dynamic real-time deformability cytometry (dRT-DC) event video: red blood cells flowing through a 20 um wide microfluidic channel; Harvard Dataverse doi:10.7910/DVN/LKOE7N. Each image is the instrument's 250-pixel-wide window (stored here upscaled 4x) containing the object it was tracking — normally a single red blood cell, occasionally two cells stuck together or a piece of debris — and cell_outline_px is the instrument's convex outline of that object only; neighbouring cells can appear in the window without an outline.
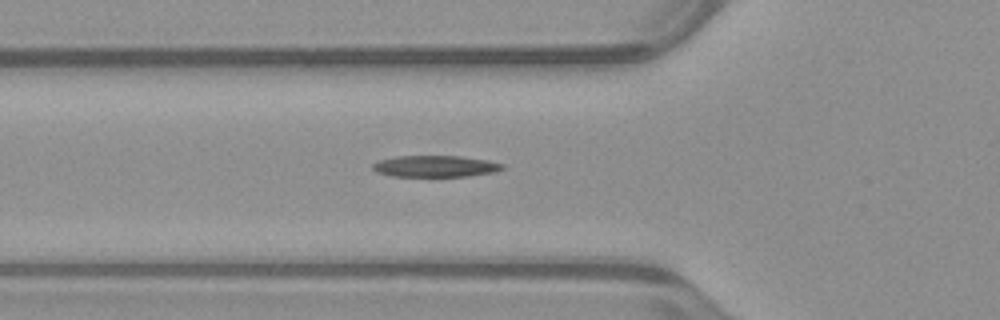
{"species": "common noctule bat (a hibernating species)", "species_latin": "Nyctalus noctula", "temperature_condition": "warm", "stored_images_in_passage": 37, "camera_frame_rate_fps": 3000, "um_per_image_px": 0.085, "animal": {"sex": "male", "body_mass_g": 23.1, "forearm_length_mm": 52.7}, "frame": {"image": 1, "passage_image": 4, "time_ms": 1.0, "image_size_px": [1000, 320], "cell_outline_px": [[504, 168], [496, 172], [468, 176], [392, 176], [376, 172], [372, 168], [372, 164], [380, 160], [396, 156], [460, 156], [488, 160], [504, 164]], "centroid_in_image_um": [37.02, 14.13], "position_along_channel_um": 88.8, "area_um2": 16.24}}
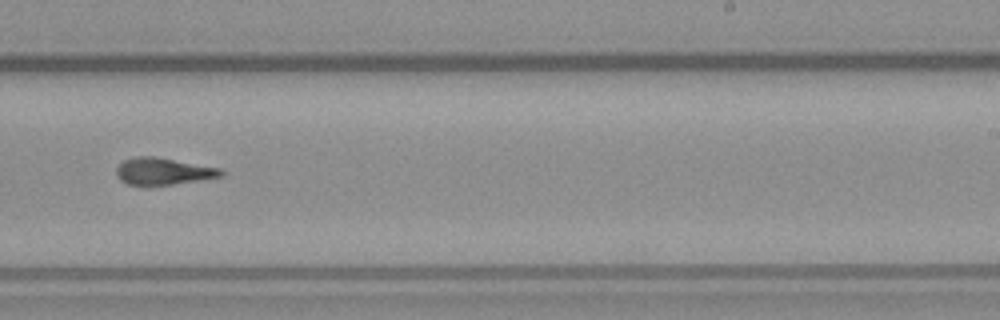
{"frame": {"image": 2, "passage_image": 18, "time_ms": 5.667, "image_size_px": [1000, 320], "cell_outline_px": [[224, 172], [220, 176], [148, 188], [128, 184], [120, 180], [116, 176], [116, 168], [124, 160], [136, 156], [152, 156], [220, 168]], "centroid_in_image_um": [13.77, 14.59], "position_along_channel_um": 275.2, "area_um2": 16.53}}
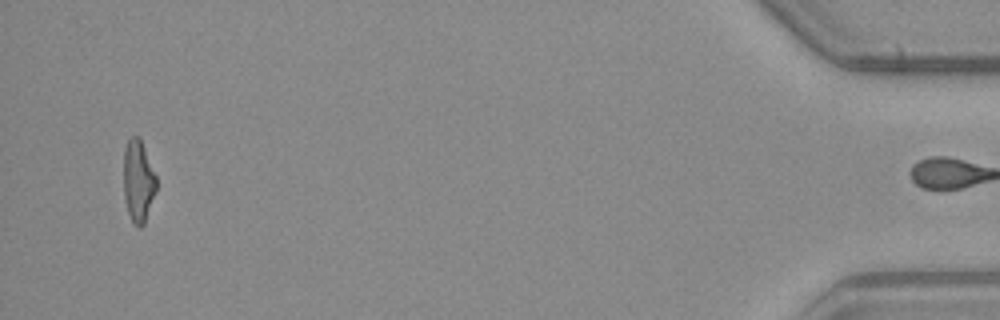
{"frame": {"image": 3, "passage_image": 36, "time_ms": 11.667, "image_size_px": [1000, 320], "cell_outline_px": [[156, 192], [144, 224], [140, 228], [132, 224], [124, 200], [124, 148], [128, 140], [132, 136], [140, 136], [156, 176]], "centroid_in_image_um": [11.75, 15.4], "position_along_channel_um": 423.5, "area_um2": 15.84}, "authors_computed_cell_mechanics": {"area_um2": 16.473, "velocity_mm_per_s": 3.9773, "shape_relaxation_time_tau1_ms": 4.808, "shape_relaxation_time_tau2_ms": 2.9177, "deformation_change_tau1": 0.2186, "deformation_change_tau2": 0.1453}}